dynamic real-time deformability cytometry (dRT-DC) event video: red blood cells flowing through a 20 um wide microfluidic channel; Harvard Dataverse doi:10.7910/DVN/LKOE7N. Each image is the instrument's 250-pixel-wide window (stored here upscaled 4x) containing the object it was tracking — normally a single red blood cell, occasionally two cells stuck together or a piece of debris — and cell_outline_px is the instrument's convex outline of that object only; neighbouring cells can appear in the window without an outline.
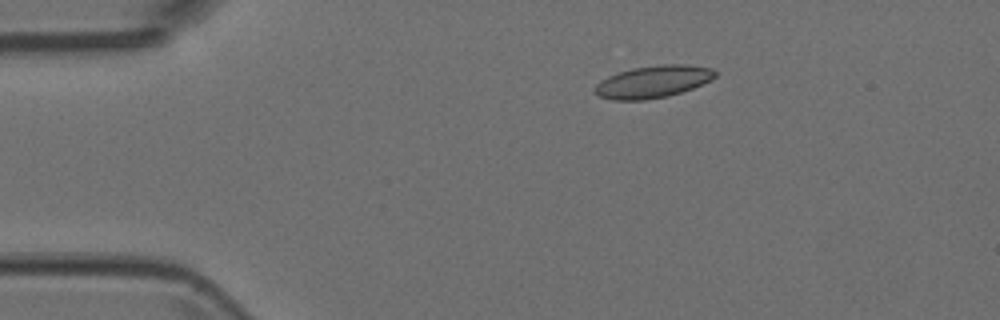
{"species": "Egyptian fruit bat (a non-hibernating species)", "species_latin": "Rousettus aegyptiacus", "temperature_condition": "room temperature", "stored_images_in_passage": 5, "camera_frame_rate_fps": 3000, "um_per_image_px": 0.085, "animal": {"sex": "female"}, "frame": {"image": 1, "passage_image": 3, "time_ms": 0.667, "image_size_px": [1000, 320], "cell_outline_px": [[716, 76], [712, 80], [692, 88], [668, 96], [644, 100], [612, 100], [600, 96], [596, 92], [596, 84], [600, 80], [608, 76], [632, 68], [664, 64], [684, 64], [712, 68], [716, 72]], "centroid_in_image_um": [55.53, 6.94], "position_along_channel_um": 29.5, "area_um2": 22.43}}
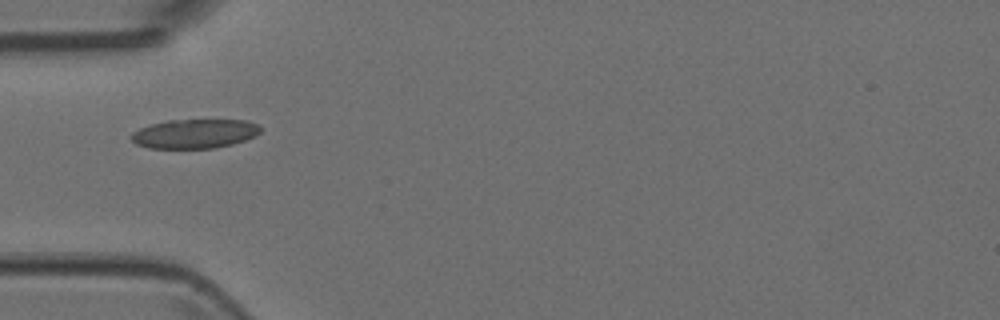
{"frame": {"image": 2, "passage_image": 5, "time_ms": 1.333, "image_size_px": [1000, 320], "cell_outline_px": [[260, 132], [256, 136], [232, 144], [216, 148], [148, 148], [136, 144], [128, 136], [132, 132], [148, 124], [168, 120], [248, 120], [260, 124]], "centroid_in_image_um": [16.53, 11.36], "position_along_channel_um": 68.5, "area_um2": 22.25}}